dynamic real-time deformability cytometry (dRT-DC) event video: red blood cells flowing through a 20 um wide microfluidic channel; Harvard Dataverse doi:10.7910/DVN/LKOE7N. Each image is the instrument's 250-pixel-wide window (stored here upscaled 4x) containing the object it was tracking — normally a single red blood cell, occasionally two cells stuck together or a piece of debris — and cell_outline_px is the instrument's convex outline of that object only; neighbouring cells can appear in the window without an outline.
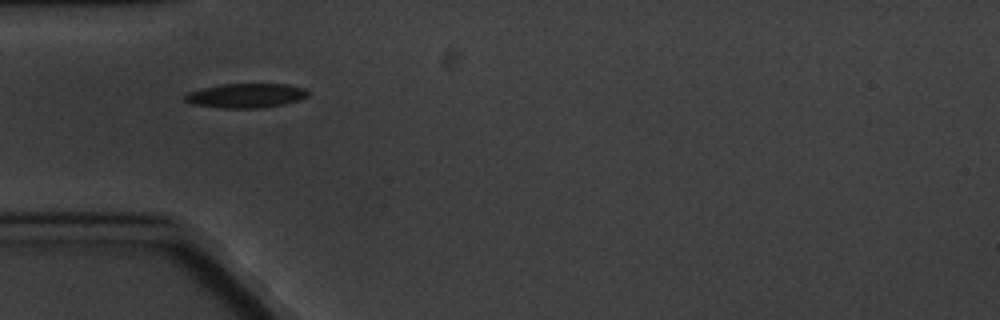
{"species": "common noctule bat (a hibernating species)", "species_latin": "Nyctalus noctula", "temperature_condition": "cold", "stored_images_in_passage": 2, "camera_frame_rate_fps": 3000, "um_per_image_px": 0.085, "animal": {"sex": "male", "body_mass_g": 20.1, "forearm_length_mm": 53.5}, "frame": {"image": 1, "passage_image": 1, "time_ms": 0.0, "image_size_px": [1000, 320], "cell_outline_px": [[308, 96], [300, 100], [284, 104], [260, 108], [220, 108], [192, 104], [184, 100], [184, 96], [188, 92], [220, 84], [288, 84], [304, 88], [308, 92]], "centroid_in_image_um": [20.91, 8.13], "position_along_channel_um": 64.1, "area_um2": 17.51}}